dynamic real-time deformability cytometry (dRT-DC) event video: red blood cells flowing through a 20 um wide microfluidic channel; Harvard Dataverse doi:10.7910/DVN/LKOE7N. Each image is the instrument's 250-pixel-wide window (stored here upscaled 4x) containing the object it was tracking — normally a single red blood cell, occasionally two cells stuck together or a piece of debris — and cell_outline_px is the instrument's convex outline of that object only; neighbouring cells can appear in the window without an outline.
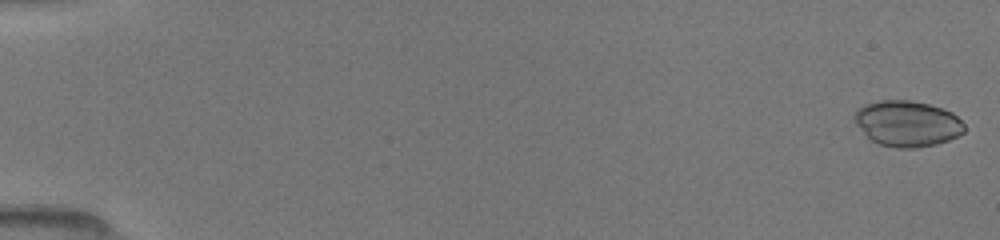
{"species": "common noctule bat (a hibernating species)", "species_latin": "Nyctalus noctula", "temperature_condition": "room temperature", "stored_images_in_passage": 7, "camera_frame_rate_fps": 3000, "um_per_image_px": 0.085, "animal": {"sex": "female", "body_mass_g": 19.5, "forearm_length_mm": 54.1}, "frame": {"image": 1, "passage_image": 1, "time_ms": 0.0, "image_size_px": [1000, 240], "cell_outline_px": [[964, 132], [960, 136], [936, 144], [916, 148], [896, 148], [876, 144], [856, 124], [856, 108], [864, 104], [880, 100], [908, 100], [928, 104], [944, 108], [952, 112], [964, 124]], "centroid_in_image_um": [77.14, 10.51], "position_along_channel_um": 7.9, "area_um2": 29.36}}
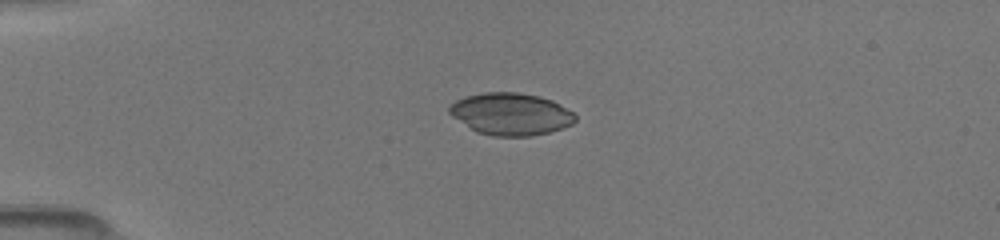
{"frame": {"image": 2, "passage_image": 6, "time_ms": 4.0, "image_size_px": [1000, 240], "cell_outline_px": [[576, 120], [572, 124], [564, 128], [548, 132], [528, 136], [492, 136], [476, 132], [452, 116], [448, 112], [448, 108], [456, 100], [464, 96], [484, 92], [520, 92], [540, 96], [552, 100], [572, 112], [576, 116]], "centroid_in_image_um": [43.41, 9.68], "position_along_channel_um": 41.6, "area_um2": 30.98}}